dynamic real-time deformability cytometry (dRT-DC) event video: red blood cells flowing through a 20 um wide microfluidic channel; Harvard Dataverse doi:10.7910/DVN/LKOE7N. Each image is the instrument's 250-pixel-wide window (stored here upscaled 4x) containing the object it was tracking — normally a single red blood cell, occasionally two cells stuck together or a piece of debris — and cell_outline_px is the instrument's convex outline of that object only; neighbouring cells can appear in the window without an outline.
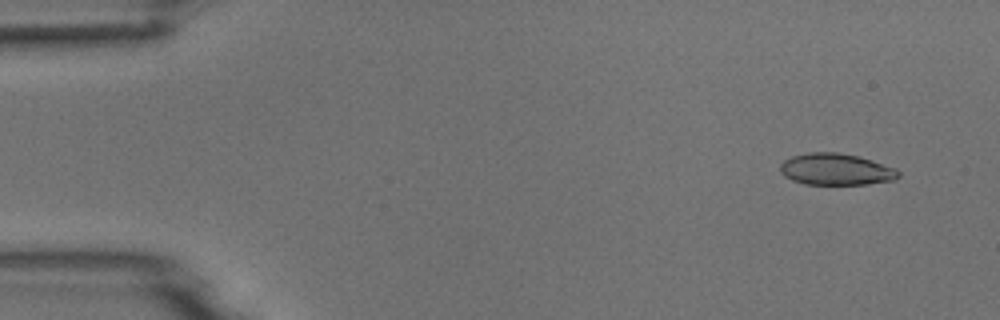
{"species": "common noctule bat (a hibernating species)", "species_latin": "Nyctalus noctula", "temperature_condition": "room temperature", "stored_images_in_passage": 4, "camera_frame_rate_fps": 3000, "um_per_image_px": 0.085, "animal": {"sex": "male", "body_mass_g": 18.8}, "frame": {"image": 1, "passage_image": 2, "time_ms": 0.333, "image_size_px": [1000, 320], "cell_outline_px": [[900, 176], [896, 180], [868, 184], [804, 184], [792, 180], [784, 176], [780, 172], [780, 164], [784, 160], [792, 156], [808, 152], [836, 152], [860, 156], [896, 168], [900, 172]], "centroid_in_image_um": [71.08, 14.39], "position_along_channel_um": 13.9, "area_um2": 22.02}}